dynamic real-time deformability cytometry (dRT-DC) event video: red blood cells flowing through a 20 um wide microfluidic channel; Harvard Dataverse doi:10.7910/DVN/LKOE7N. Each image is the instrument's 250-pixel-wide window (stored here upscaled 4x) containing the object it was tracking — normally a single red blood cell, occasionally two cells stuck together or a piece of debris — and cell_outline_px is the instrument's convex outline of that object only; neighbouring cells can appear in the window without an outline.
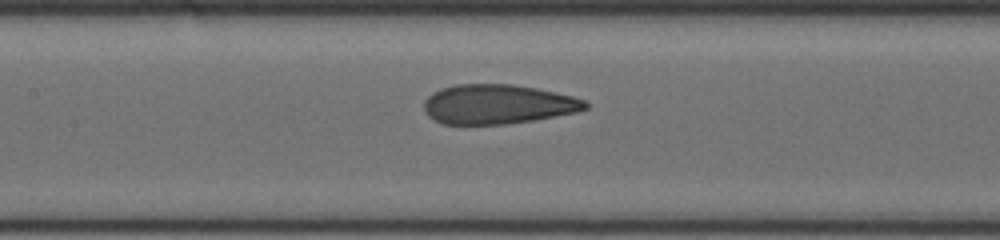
{"species": "human", "species_latin": "Homo sapiens", "temperature_condition": "cold", "stored_images_in_passage": 11, "camera_frame_rate_fps": 3000, "um_per_image_px": 0.085, "donor": {"sex": "male"}, "frame": {"image": 1, "passage_image": 10, "time_ms": 3.0, "image_size_px": [1000, 240], "cell_outline_px": [[588, 108], [576, 112], [532, 120], [504, 124], [444, 124], [432, 120], [424, 112], [424, 100], [432, 92], [440, 88], [456, 84], [512, 84], [536, 88], [556, 92], [572, 96], [584, 100], [588, 104]], "centroid_in_image_um": [42.26, 8.85], "position_along_channel_um": 165.1, "area_um2": 37.22}}